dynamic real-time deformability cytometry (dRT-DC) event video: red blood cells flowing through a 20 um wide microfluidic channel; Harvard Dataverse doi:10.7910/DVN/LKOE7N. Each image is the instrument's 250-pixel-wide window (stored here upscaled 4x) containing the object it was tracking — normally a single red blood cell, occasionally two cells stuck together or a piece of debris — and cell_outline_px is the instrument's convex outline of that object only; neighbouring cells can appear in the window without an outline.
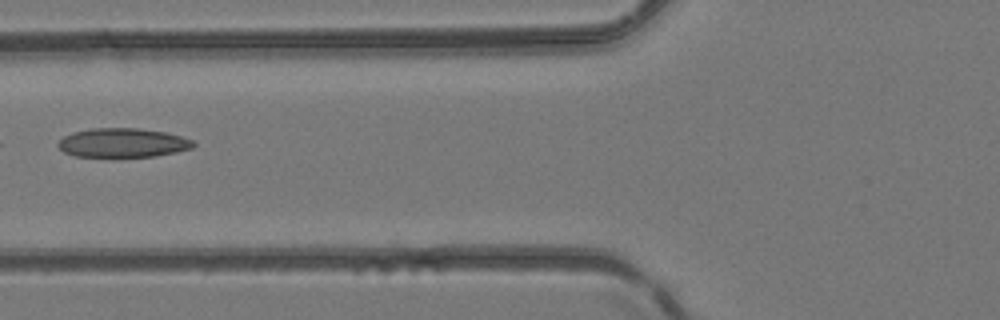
{"species": "common noctule bat (a hibernating species)", "species_latin": "Nyctalus noctula", "temperature_condition": "room temperature", "stored_images_in_passage": 5, "camera_frame_rate_fps": 3000, "um_per_image_px": 0.085, "animal": {"sex": "female", "body_mass_g": 24.6, "forearm_length_mm": 56.2}, "frame": {"image": 1, "passage_image": 5, "time_ms": 1.333, "image_size_px": [1000, 320], "cell_outline_px": [[196, 144], [192, 148], [176, 152], [156, 156], [76, 156], [64, 152], [56, 144], [64, 136], [72, 132], [92, 128], [136, 128], [168, 132], [192, 140]], "centroid_in_image_um": [10.44, 12.12], "position_along_channel_um": 115.4, "area_um2": 22.83}}